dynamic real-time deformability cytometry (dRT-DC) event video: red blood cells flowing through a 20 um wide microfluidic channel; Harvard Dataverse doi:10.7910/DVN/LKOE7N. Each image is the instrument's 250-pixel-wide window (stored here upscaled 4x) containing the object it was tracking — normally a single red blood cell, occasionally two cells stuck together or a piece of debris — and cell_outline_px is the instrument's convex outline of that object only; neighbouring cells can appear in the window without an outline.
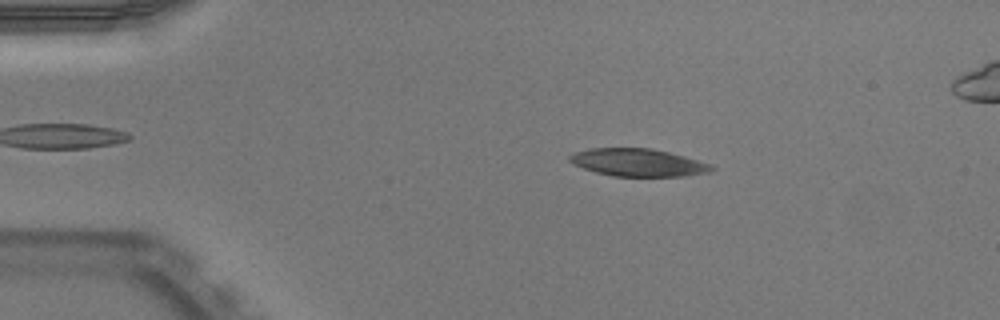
{"species": "Egyptian fruit bat (a non-hibernating species)", "species_latin": "Rousettus aegyptiacus", "temperature_condition": "warm", "stored_images_in_passage": 51, "segment_of_instrument_passage": [1, 2], "camera_frame_rate_fps": 3000, "um_per_image_px": 0.085, "animal": {"sex": "male"}, "frame": {"image": 1, "passage_image": 9, "time_ms": 2.667, "image_size_px": [1000, 320], "cell_outline_px": [[716, 168], [712, 172], [684, 176], [612, 176], [596, 172], [572, 164], [568, 160], [568, 156], [576, 152], [588, 148], [652, 148], [684, 156], [708, 164]], "centroid_in_image_um": [54.21, 13.81], "position_along_channel_um": 30.8, "area_um2": 22.77}}
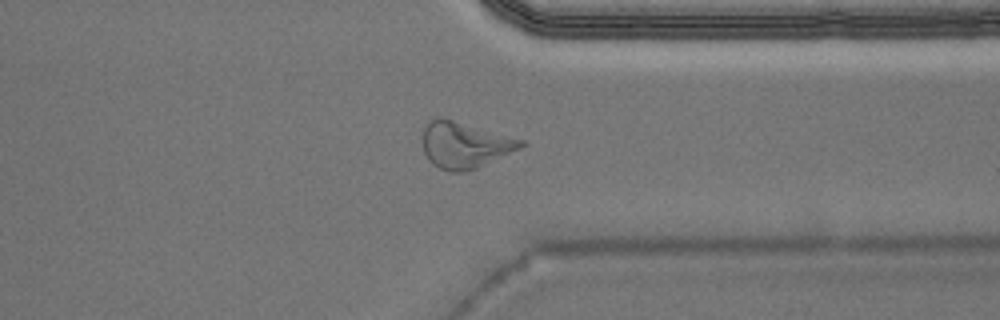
{"frame": {"image": 2, "passage_image": 39, "time_ms": 12.667, "image_size_px": [1000, 320], "cell_outline_px": [[528, 144], [520, 148], [476, 168], [464, 172], [448, 172], [432, 164], [428, 160], [424, 152], [424, 128], [428, 120], [432, 116], [436, 116], [452, 120], [524, 140]], "centroid_in_image_um": [39.47, 12.32], "position_along_channel_um": 371.9, "area_um2": 26.18}}
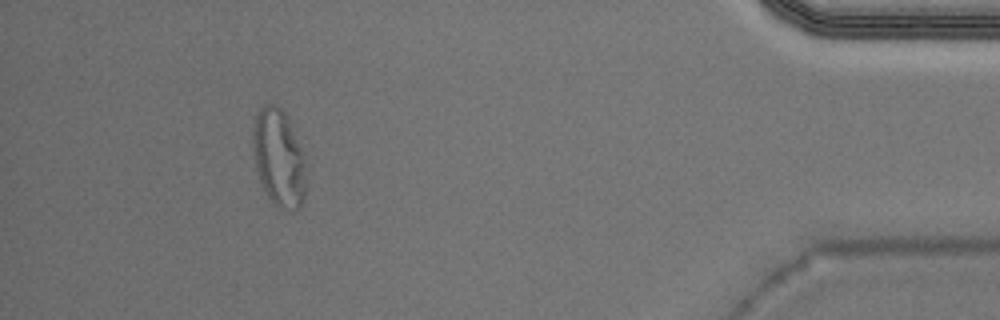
{"frame": {"image": 3, "passage_image": 46, "time_ms": 15.0, "image_size_px": [1000, 320], "cell_outline_px": [[304, 196], [300, 208], [280, 208], [268, 196], [260, 180], [256, 168], [252, 140], [252, 132], [256, 116], [260, 108], [264, 104], [272, 104], [280, 108], [288, 116], [300, 148], [304, 168]], "centroid_in_image_um": [23.66, 13.37], "position_along_channel_um": 411.5, "area_um2": 29.25}}